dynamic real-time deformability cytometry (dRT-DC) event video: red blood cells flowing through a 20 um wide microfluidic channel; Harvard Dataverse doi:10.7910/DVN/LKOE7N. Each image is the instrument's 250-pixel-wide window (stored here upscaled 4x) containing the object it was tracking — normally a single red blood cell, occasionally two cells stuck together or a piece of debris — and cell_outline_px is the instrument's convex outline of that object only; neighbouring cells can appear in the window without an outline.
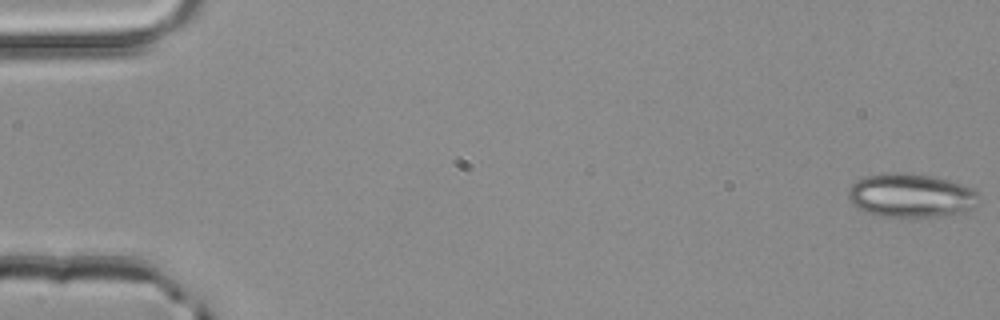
{"species": "common noctule bat (a hibernating species)", "species_latin": "Nyctalus noctula", "temperature_condition": "room temperature", "stored_images_in_passage": 48, "camera_frame_rate_fps": 3000, "um_per_image_px": 0.085, "animal": {"sex": "male", "body_mass_g": 20.4}, "frame": {"image": 1, "passage_image": 1, "time_ms": 0.0, "image_size_px": [1000, 320], "cell_outline_px": [[980, 204], [976, 208], [964, 212], [936, 216], [884, 216], [868, 212], [856, 208], [852, 204], [848, 196], [848, 192], [852, 184], [856, 180], [868, 176], [884, 172], [908, 172], [948, 180], [972, 188], [980, 196]], "centroid_in_image_um": [77.46, 16.61], "position_along_channel_um": 7.5, "area_um2": 33.35}}
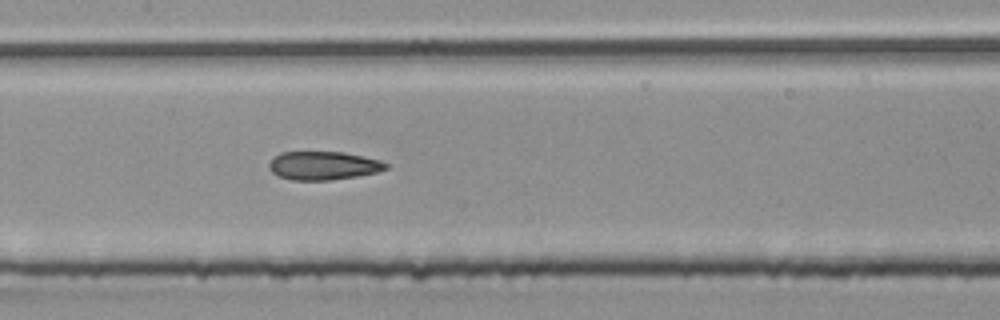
{"frame": {"image": 2, "passage_image": 26, "time_ms": 8.333, "image_size_px": [1000, 320], "cell_outline_px": [[388, 168], [376, 172], [356, 176], [328, 180], [292, 180], [280, 176], [272, 172], [268, 168], [268, 164], [272, 156], [280, 152], [344, 152], [364, 156], [380, 160], [388, 164]], "centroid_in_image_um": [27.45, 14.06], "position_along_channel_um": 180.0, "area_um2": 19.42}}
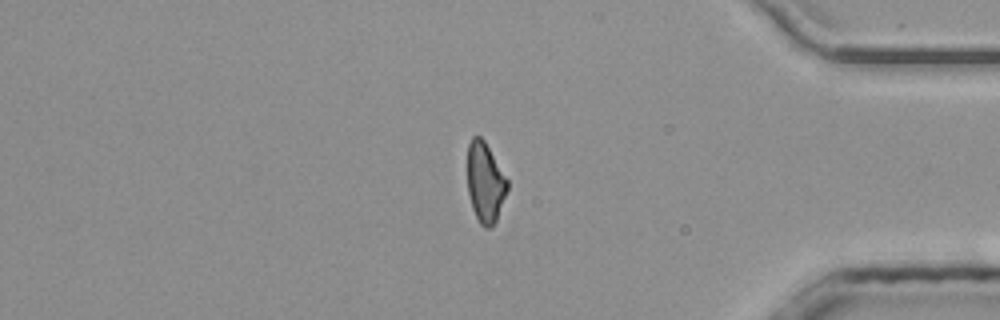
{"frame": {"image": 3, "passage_image": 44, "time_ms": 14.333, "image_size_px": [1000, 320], "cell_outline_px": [[508, 188], [496, 220], [488, 228], [484, 228], [480, 224], [472, 208], [468, 192], [468, 144], [472, 136], [480, 136], [484, 140], [508, 180]], "centroid_in_image_um": [41.23, 15.49], "position_along_channel_um": 394.0, "area_um2": 18.38}}